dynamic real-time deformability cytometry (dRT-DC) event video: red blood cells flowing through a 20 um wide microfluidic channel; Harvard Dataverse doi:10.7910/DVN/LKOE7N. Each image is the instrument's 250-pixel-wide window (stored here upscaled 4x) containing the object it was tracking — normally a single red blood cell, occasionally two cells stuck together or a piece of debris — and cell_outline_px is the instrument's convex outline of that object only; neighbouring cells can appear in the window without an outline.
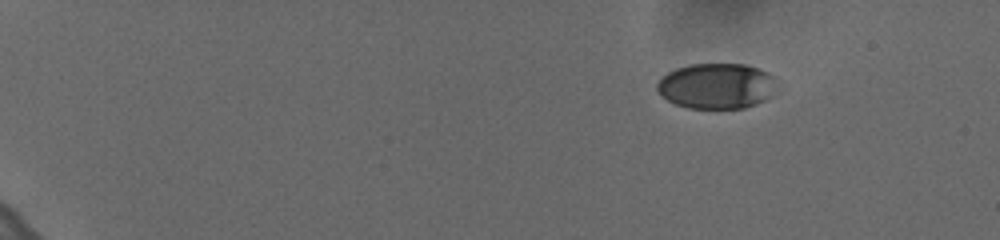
{"species": "human", "species_latin": "Homo sapiens", "temperature_condition": "cold", "stored_images_in_passage": 52, "camera_frame_rate_fps": 3000, "um_per_image_px": 0.085, "donor": {"sex": "female"}, "frame": {"image": 1, "passage_image": 1, "time_ms": 0.0, "image_size_px": [1000, 240], "cell_outline_px": [[780, 92], [756, 104], [744, 108], [688, 108], [676, 104], [660, 96], [656, 92], [656, 84], [668, 72], [676, 68], [688, 64], [744, 64], [768, 72], [776, 76], [780, 80]], "centroid_in_image_um": [61.0, 7.31], "position_along_channel_um": 24.0, "area_um2": 32.6}}
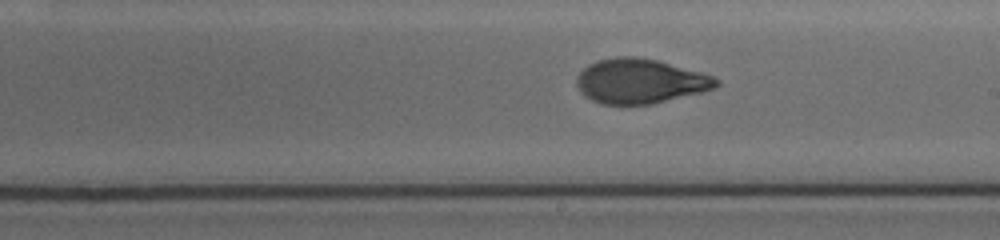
{"frame": {"image": 2, "passage_image": 30, "time_ms": 9.667, "image_size_px": [1000, 240], "cell_outline_px": [[720, 84], [716, 88], [652, 104], [600, 104], [584, 96], [580, 92], [576, 84], [576, 76], [588, 64], [596, 60], [616, 56], [636, 56], [656, 60], [700, 72], [712, 76], [720, 80]], "centroid_in_image_um": [54.37, 6.89], "position_along_channel_um": 234.6, "area_um2": 36.36}}
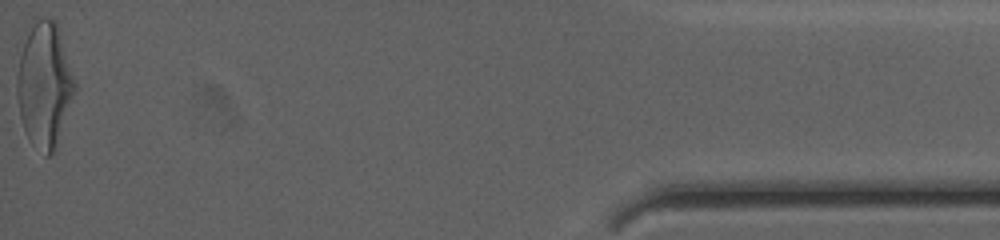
{"frame": {"image": 3, "passage_image": 52, "time_ms": 17.0, "image_size_px": [1000, 240], "cell_outline_px": [[76, 84], [56, 144], [52, 152], [48, 156], [44, 156], [28, 140], [20, 116], [16, 92], [16, 76], [20, 56], [28, 32], [36, 16], [44, 16], [56, 20]], "centroid_in_image_um": [3.74, 7.17], "position_along_channel_um": 431.5, "area_um2": 41.38}, "authors_computed_cell_mechanics": {"area_um2": 36.2117, "velocity_mm_per_s": 3.6408, "shape_relaxation_time_tau1_ms": 4.2267, "shape_relaxation_time_tau2_ms": 1.1452, "deformation_change_tau1": 0.1868, "deformation_change_tau2": 0.0647}}